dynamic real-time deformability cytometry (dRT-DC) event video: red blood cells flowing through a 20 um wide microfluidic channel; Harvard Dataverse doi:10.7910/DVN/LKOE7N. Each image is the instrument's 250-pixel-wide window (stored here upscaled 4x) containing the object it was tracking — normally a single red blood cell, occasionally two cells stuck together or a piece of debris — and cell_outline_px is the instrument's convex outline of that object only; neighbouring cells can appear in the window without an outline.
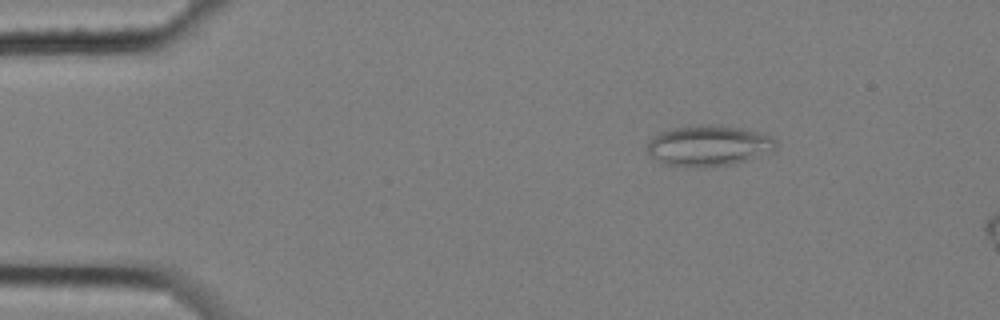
{"species": "common noctule bat (a hibernating species)", "species_latin": "Nyctalus noctula", "temperature_condition": "cold", "stored_images_in_passage": 4, "camera_frame_rate_fps": 3000, "um_per_image_px": 0.085, "animal": {"sex": "female", "body_mass_g": 25.1}, "frame": {"image": 1, "passage_image": 1, "time_ms": 0.0, "image_size_px": [1000, 320], "cell_outline_px": [[776, 148], [772, 152], [736, 164], [692, 168], [664, 164], [652, 156], [644, 148], [648, 140], [660, 132], [672, 128], [696, 124], [716, 124], [744, 128], [760, 132], [772, 136], [776, 140]], "centroid_in_image_um": [60.24, 12.37], "position_along_channel_um": 24.8, "area_um2": 31.33}}